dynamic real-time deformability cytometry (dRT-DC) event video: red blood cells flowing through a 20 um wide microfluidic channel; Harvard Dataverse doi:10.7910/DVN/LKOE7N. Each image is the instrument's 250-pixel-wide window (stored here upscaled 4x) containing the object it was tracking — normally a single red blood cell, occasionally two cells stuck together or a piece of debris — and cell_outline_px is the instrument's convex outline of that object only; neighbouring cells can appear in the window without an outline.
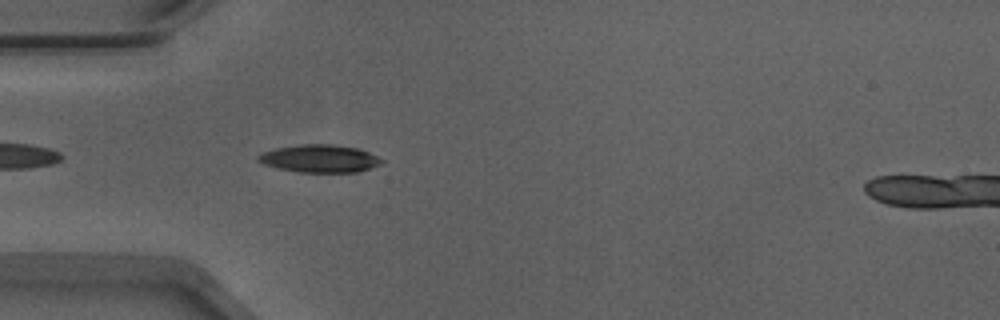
{"species": "Egyptian fruit bat (a non-hibernating species)", "species_latin": "Rousettus aegyptiacus", "temperature_condition": "warm", "stored_images_in_passage": 40, "camera_frame_rate_fps": 3000, "um_per_image_px": 0.085, "animal": {"sex": "male"}, "frame": {"image": 1, "passage_image": 3, "time_ms": 0.667, "image_size_px": [1000, 320], "cell_outline_px": [[384, 160], [380, 164], [356, 172], [300, 172], [276, 168], [264, 164], [256, 160], [256, 156], [264, 152], [276, 148], [304, 144], [332, 144], [356, 148], [368, 152]], "centroid_in_image_um": [27.13, 13.48], "position_along_channel_um": 57.9, "area_um2": 19.71}}
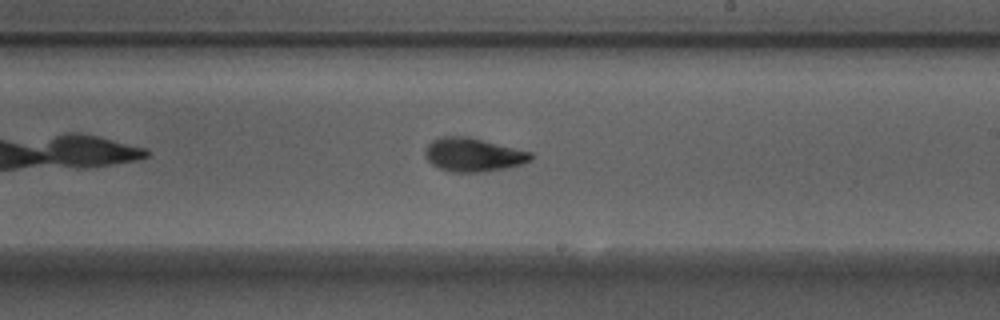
{"frame": {"image": 2, "passage_image": 18, "time_ms": 5.667, "image_size_px": [1000, 320], "cell_outline_px": [[532, 160], [520, 164], [504, 168], [484, 172], [452, 172], [440, 168], [432, 164], [424, 156], [424, 152], [428, 144], [432, 140], [444, 136], [464, 136], [532, 152]], "centroid_in_image_um": [40.19, 13.16], "position_along_channel_um": 248.8, "area_um2": 20.4}}
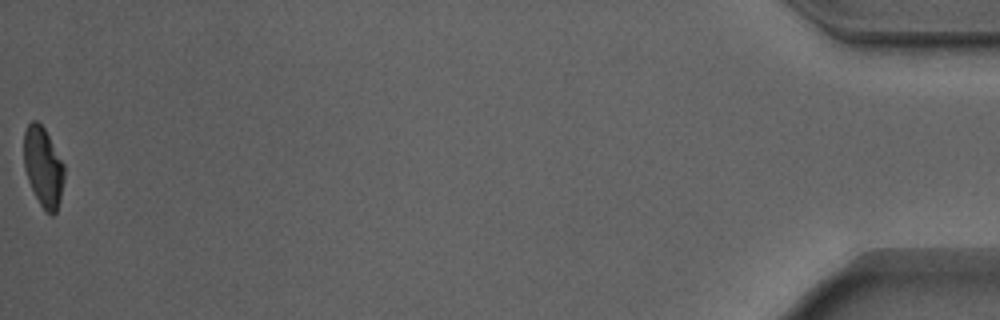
{"frame": {"image": 3, "passage_image": 40, "time_ms": 13.0, "image_size_px": [1000, 320], "cell_outline_px": [[64, 180], [60, 200], [56, 212], [52, 216], [44, 212], [28, 180], [24, 168], [24, 132], [28, 124], [32, 120], [36, 120], [44, 128], [64, 164]], "centroid_in_image_um": [3.68, 14.21], "position_along_channel_um": 431.5, "area_um2": 18.73}, "authors_computed_cell_mechanics": {"area_um2": 20.1722, "velocity_mm_per_s": 3.9009, "shape_relaxation_time_tau1_ms": 3.2205, "shape_relaxation_time_tau2_ms": 2.4649, "deformation_change_tau1": 0.1431, "deformation_change_tau2": 0.0883}}